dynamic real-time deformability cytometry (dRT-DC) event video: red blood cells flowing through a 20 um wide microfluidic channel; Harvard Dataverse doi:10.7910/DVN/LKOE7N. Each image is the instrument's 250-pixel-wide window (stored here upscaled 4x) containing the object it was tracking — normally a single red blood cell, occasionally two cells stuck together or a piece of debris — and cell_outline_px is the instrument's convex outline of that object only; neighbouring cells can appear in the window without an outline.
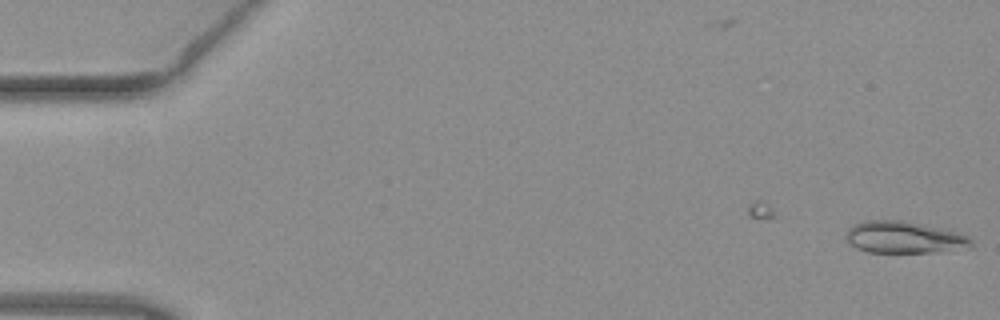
{"species": "common noctule bat (a hibernating species)", "species_latin": "Nyctalus noctula", "temperature_condition": "warm", "stored_images_in_passage": 7, "camera_frame_rate_fps": 3000, "um_per_image_px": 0.085, "animal": {"sex": "female", "body_mass_g": 19.3, "forearm_length_mm": 54.1}, "frame": {"image": 1, "passage_image": 7, "time_ms": 2.0, "image_size_px": [1000, 320], "cell_outline_px": [[972, 248], [932, 252], [868, 252], [856, 248], [844, 236], [848, 228], [852, 224], [868, 220], [900, 220], [960, 232], [968, 236], [972, 240]], "centroid_in_image_um": [76.86, 20.17], "position_along_channel_um": 8.1, "area_um2": 23.29}}